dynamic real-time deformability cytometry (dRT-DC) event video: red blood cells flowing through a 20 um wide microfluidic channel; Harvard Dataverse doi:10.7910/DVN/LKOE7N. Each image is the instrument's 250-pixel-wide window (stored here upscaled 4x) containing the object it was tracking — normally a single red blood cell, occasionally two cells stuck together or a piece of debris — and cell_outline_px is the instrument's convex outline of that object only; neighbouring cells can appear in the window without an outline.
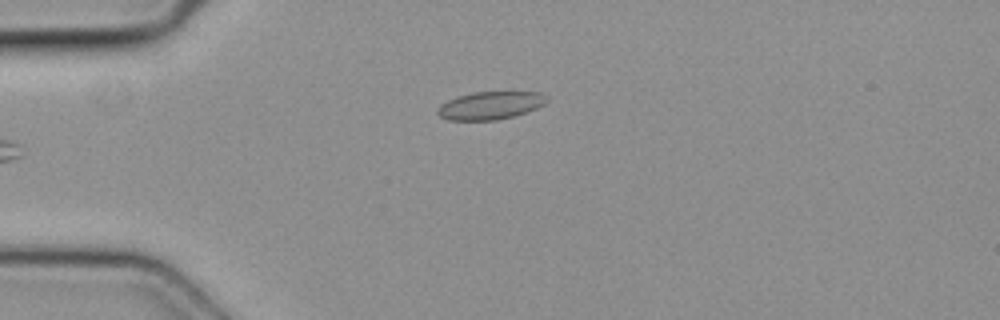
{"species": "common noctule bat (a hibernating species)", "species_latin": "Nyctalus noctula", "temperature_condition": "cold", "stored_images_in_passage": 5, "camera_frame_rate_fps": 3000, "um_per_image_px": 0.085, "animal": {"sex": "female", "body_mass_g": 19.3, "forearm_length_mm": 54.1}, "frame": {"image": 1, "passage_image": 5, "time_ms": 1.333, "image_size_px": [1000, 320], "cell_outline_px": [[548, 100], [544, 104], [536, 108], [512, 116], [496, 120], [448, 120], [440, 116], [436, 112], [436, 108], [440, 104], [448, 100], [460, 96], [476, 92], [540, 92], [548, 96]], "centroid_in_image_um": [41.66, 8.96], "position_along_channel_um": 43.3, "area_um2": 17.57}}